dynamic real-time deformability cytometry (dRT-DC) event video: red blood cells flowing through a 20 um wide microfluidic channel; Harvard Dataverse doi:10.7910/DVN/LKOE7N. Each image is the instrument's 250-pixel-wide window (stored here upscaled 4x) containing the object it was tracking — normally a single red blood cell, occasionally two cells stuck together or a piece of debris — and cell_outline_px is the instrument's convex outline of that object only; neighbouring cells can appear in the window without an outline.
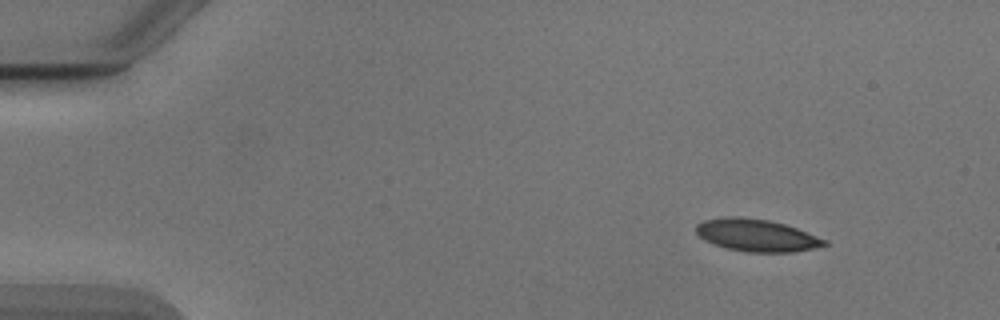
{"species": "Egyptian fruit bat (a non-hibernating species)", "species_latin": "Rousettus aegyptiacus", "temperature_condition": "cold", "stored_images_in_passage": 9, "camera_frame_rate_fps": 3000, "um_per_image_px": 0.085, "animal": {"sex": "male"}, "frame": {"image": 1, "passage_image": 1, "time_ms": 0.0, "image_size_px": [1000, 320], "cell_outline_px": [[828, 244], [812, 248], [792, 252], [744, 252], [724, 248], [712, 244], [704, 240], [696, 232], [696, 224], [704, 220], [732, 216], [740, 216], [768, 220], [784, 224], [796, 228], [828, 240]], "centroid_in_image_um": [64.28, 20.0], "position_along_channel_um": 20.7, "area_um2": 24.16}}